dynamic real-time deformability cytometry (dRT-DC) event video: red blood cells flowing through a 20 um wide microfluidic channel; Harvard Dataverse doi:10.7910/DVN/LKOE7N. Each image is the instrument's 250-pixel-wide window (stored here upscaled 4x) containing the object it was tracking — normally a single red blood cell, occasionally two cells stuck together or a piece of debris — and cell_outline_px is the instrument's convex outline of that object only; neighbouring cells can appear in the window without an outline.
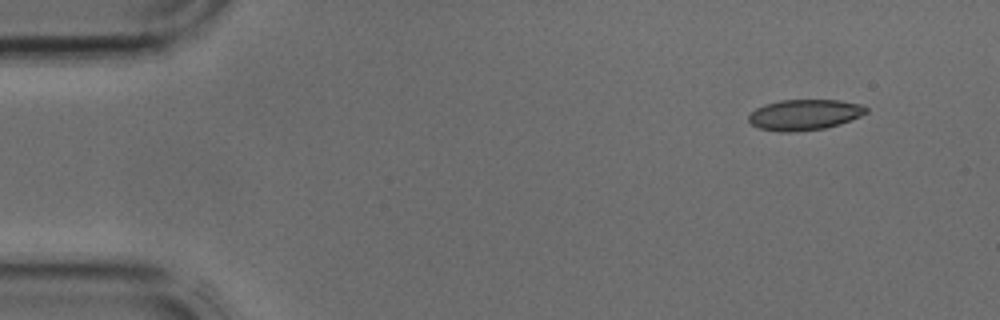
{"species": "common noctule bat (a hibernating species)", "species_latin": "Nyctalus noctula", "temperature_condition": "cold", "stored_images_in_passage": 3, "camera_frame_rate_fps": 3000, "um_per_image_px": 0.085, "animal": {"sex": "male", "body_mass_g": 17.9, "forearm_length_mm": 54.2}, "frame": {"image": 1, "passage_image": 1, "time_ms": 0.0, "image_size_px": [1000, 320], "cell_outline_px": [[868, 112], [860, 116], [840, 124], [824, 128], [796, 132], [780, 132], [760, 128], [752, 124], [748, 120], [748, 116], [756, 108], [764, 104], [780, 100], [840, 100], [860, 104], [868, 108]], "centroid_in_image_um": [68.38, 9.75], "position_along_channel_um": 16.6, "area_um2": 21.04}}
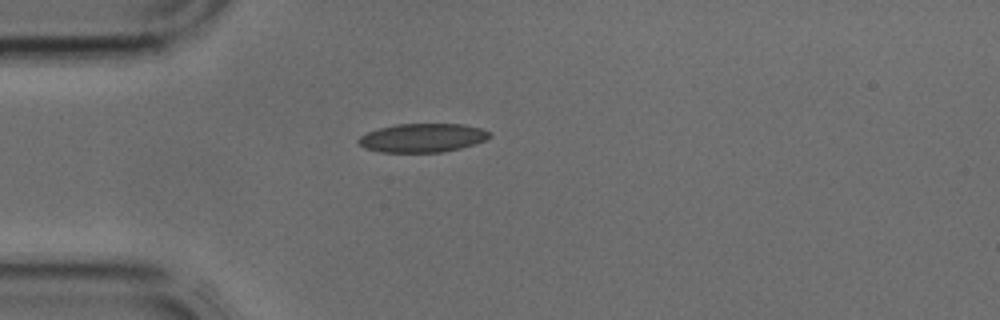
{"frame": {"image": 2, "passage_image": 3, "time_ms": 0.667, "image_size_px": [1000, 320], "cell_outline_px": [[492, 136], [484, 140], [460, 148], [444, 152], [380, 152], [364, 148], [356, 140], [360, 136], [368, 132], [380, 128], [396, 124], [464, 124], [480, 128], [492, 132]], "centroid_in_image_um": [35.91, 11.71], "position_along_channel_um": 49.1, "area_um2": 21.91}}